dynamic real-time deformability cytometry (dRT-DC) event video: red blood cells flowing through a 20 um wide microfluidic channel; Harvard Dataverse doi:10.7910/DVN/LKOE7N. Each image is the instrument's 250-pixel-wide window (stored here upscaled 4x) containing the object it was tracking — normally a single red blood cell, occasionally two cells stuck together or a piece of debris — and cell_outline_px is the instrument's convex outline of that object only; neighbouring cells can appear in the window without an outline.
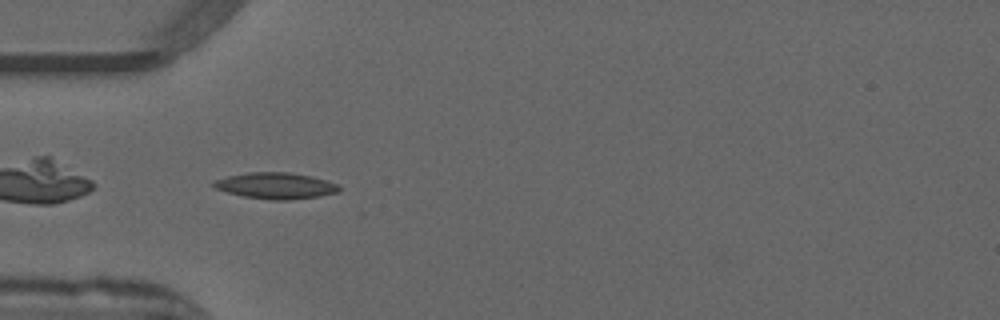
{"species": "common noctule bat (a hibernating species)", "species_latin": "Nyctalus noctula", "temperature_condition": "warm", "stored_images_in_passage": 37, "camera_frame_rate_fps": 3000, "um_per_image_px": 0.085, "animal": {"sex": "male", "forearm_length_mm": 52.5}, "frame": {"image": 1, "passage_image": 1, "time_ms": 0.0, "image_size_px": [1000, 320], "cell_outline_px": [[340, 192], [320, 196], [288, 200], [272, 200], [244, 196], [228, 192], [216, 188], [212, 184], [216, 180], [228, 176], [248, 172], [288, 172], [312, 176], [340, 184]], "centroid_in_image_um": [23.51, 15.78], "position_along_channel_um": 61.5, "area_um2": 19.13}}
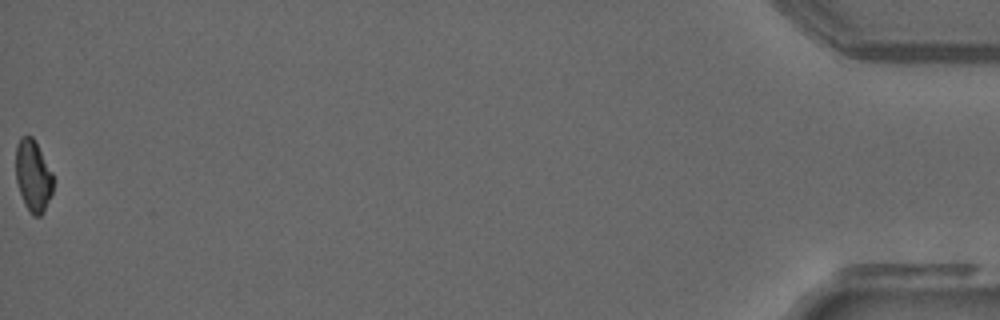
{"frame": {"image": 2, "passage_image": 37, "time_ms": 12.0, "image_size_px": [1000, 320], "cell_outline_px": [[52, 192], [44, 212], [40, 216], [32, 216], [24, 204], [16, 180], [16, 144], [20, 136], [32, 136], [52, 172]], "centroid_in_image_um": [2.8, 14.96], "position_along_channel_um": 432.4, "area_um2": 15.49}}